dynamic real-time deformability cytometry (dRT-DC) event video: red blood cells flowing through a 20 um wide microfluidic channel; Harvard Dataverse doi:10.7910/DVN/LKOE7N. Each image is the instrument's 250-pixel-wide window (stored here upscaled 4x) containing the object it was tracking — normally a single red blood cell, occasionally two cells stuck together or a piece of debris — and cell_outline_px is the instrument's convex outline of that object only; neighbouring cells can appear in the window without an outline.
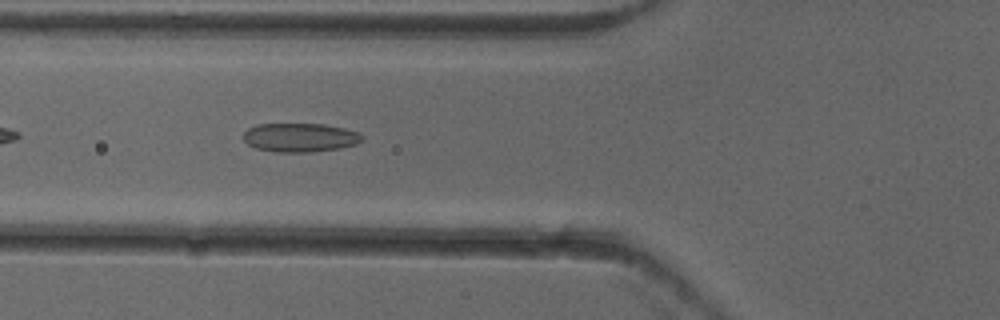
{"species": "common noctule bat (a hibernating species)", "species_latin": "Nyctalus noctula", "temperature_condition": "cold", "stored_images_in_passage": 38, "camera_frame_rate_fps": 3000, "um_per_image_px": 0.085, "animal": {"sex": "female"}, "frame": {"image": 1, "passage_image": 5, "time_ms": 1.333, "image_size_px": [1000, 320], "cell_outline_px": [[364, 140], [356, 144], [340, 148], [308, 152], [276, 152], [256, 148], [248, 144], [244, 140], [244, 132], [248, 128], [256, 124], [324, 124], [344, 128], [360, 132], [364, 136]], "centroid_in_image_um": [25.53, 11.68], "position_along_channel_um": 100.3, "area_um2": 20.06}}
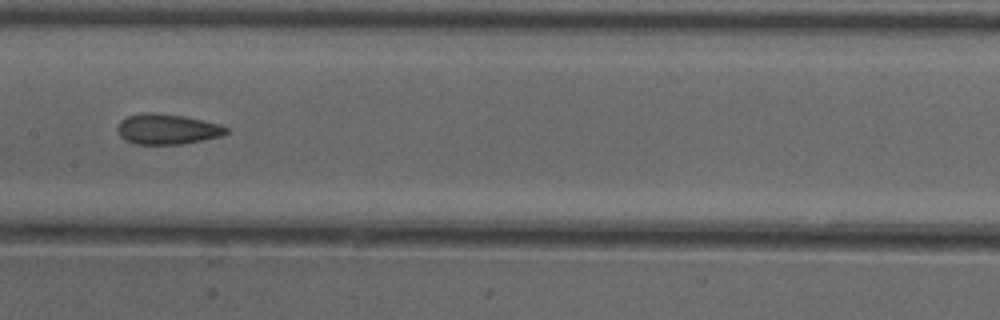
{"frame": {"image": 2, "passage_image": 12, "time_ms": 3.667, "image_size_px": [1000, 320], "cell_outline_px": [[228, 132], [220, 136], [204, 140], [180, 144], [136, 144], [120, 136], [116, 128], [120, 120], [128, 116], [140, 112], [152, 112], [184, 116], [220, 124], [228, 128]], "centroid_in_image_um": [14.2, 10.96], "position_along_channel_um": 193.2, "area_um2": 19.25}}
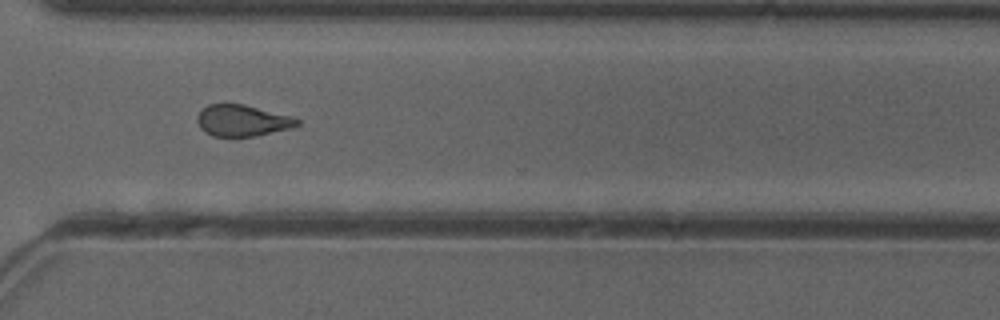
{"frame": {"image": 3, "passage_image": 24, "time_ms": 7.667, "image_size_px": [1000, 320], "cell_outline_px": [[300, 124], [292, 128], [256, 136], [212, 136], [204, 132], [200, 128], [196, 120], [196, 116], [208, 104], [244, 104], [292, 116], [300, 120]], "centroid_in_image_um": [20.6, 10.25], "position_along_channel_um": 350.0, "area_um2": 18.38}, "authors_computed_cell_mechanics": {"area_um2": 18.5538, "velocity_mm_per_s": 3.9402, "shape_relaxation_time_tau1_ms": 9.2816, "shape_relaxation_time_tau2_ms": 2.3238, "deformation_change_tau1": 0.1651, "deformation_change_tau2": 0.0889}}